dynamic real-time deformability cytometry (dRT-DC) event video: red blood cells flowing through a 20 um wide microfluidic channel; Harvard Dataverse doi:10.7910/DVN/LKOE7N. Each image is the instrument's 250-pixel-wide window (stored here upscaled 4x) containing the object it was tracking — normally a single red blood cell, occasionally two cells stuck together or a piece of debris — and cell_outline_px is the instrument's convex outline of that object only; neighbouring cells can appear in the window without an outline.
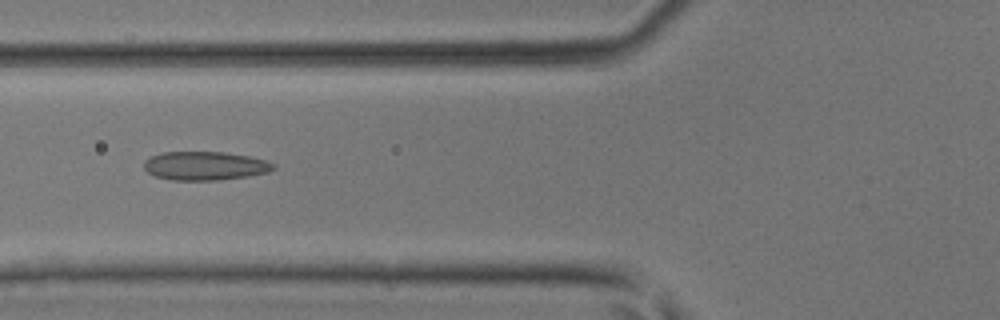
{"species": "common noctule bat (a hibernating species)", "species_latin": "Nyctalus noctula", "temperature_condition": "room temperature", "stored_images_in_passage": 33, "camera_frame_rate_fps": 3000, "um_per_image_px": 0.085, "animal": {"sex": "male", "body_mass_g": 17.9, "forearm_length_mm": 54.2}, "frame": {"image": 1, "passage_image": 7, "time_ms": 2.0, "image_size_px": [1000, 320], "cell_outline_px": [[276, 168], [268, 172], [248, 176], [216, 180], [172, 180], [156, 176], [148, 172], [144, 168], [144, 160], [160, 152], [224, 152], [248, 156], [268, 160], [276, 164]], "centroid_in_image_um": [17.45, 14.09], "position_along_channel_um": 108.4, "area_um2": 21.68}}
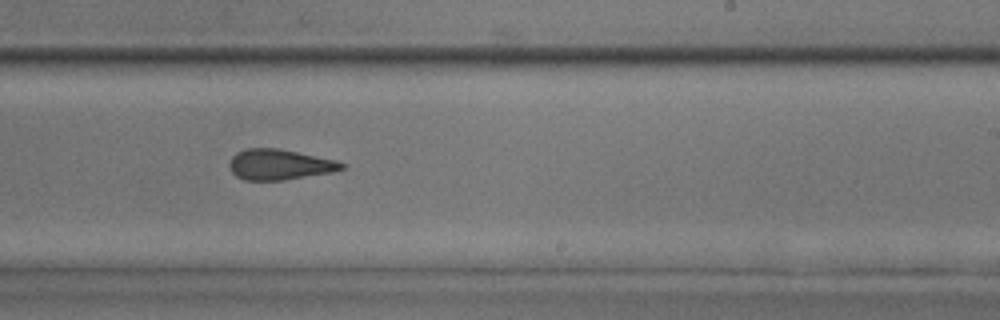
{"frame": {"image": 2, "passage_image": 17, "time_ms": 5.333, "image_size_px": [1000, 320], "cell_outline_px": [[348, 164], [344, 168], [332, 172], [284, 180], [244, 180], [236, 176], [232, 172], [228, 164], [232, 156], [236, 152], [248, 148], [280, 148], [336, 160]], "centroid_in_image_um": [23.76, 13.98], "position_along_channel_um": 265.2, "area_um2": 20.11}}
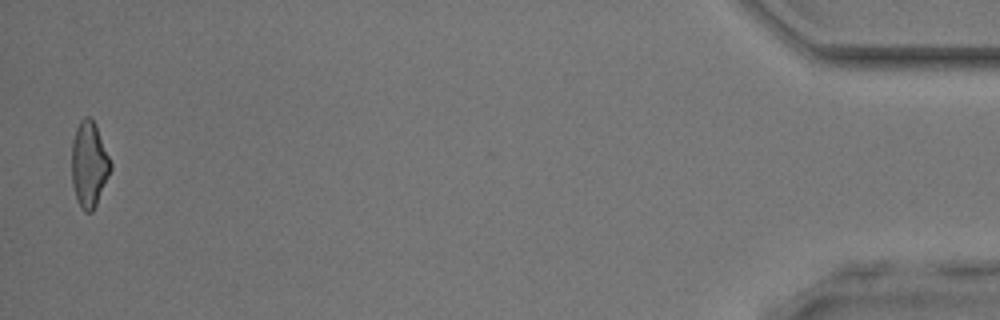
{"frame": {"image": 3, "passage_image": 33, "time_ms": 10.667, "image_size_px": [1000, 320], "cell_outline_px": [[112, 168], [96, 204], [92, 212], [84, 212], [80, 208], [76, 200], [72, 184], [72, 140], [76, 128], [80, 120], [84, 116], [88, 116], [96, 124], [112, 164]], "centroid_in_image_um": [7.56, 13.97], "position_along_channel_um": 427.6, "area_um2": 19.48}}